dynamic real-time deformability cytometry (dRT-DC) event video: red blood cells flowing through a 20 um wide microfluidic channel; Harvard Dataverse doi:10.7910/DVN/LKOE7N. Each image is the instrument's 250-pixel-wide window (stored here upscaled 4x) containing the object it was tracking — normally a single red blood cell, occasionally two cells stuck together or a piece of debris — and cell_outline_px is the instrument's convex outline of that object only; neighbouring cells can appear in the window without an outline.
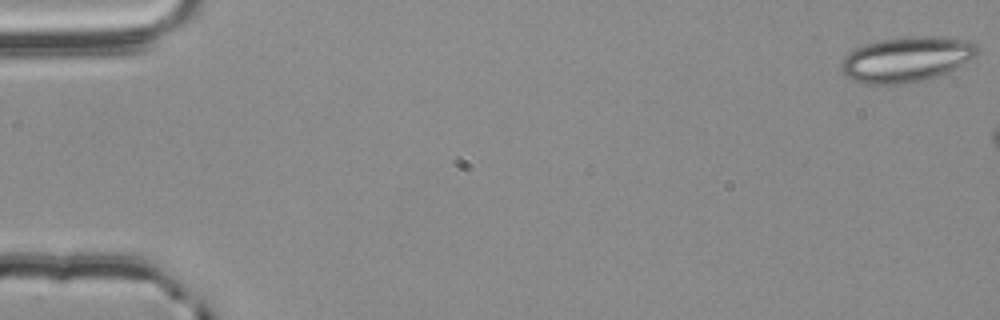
{"species": "common noctule bat (a hibernating species)", "species_latin": "Nyctalus noctula", "temperature_condition": "room temperature", "stored_images_in_passage": 12, "camera_frame_rate_fps": 3000, "um_per_image_px": 0.085, "animal": {"sex": "male", "body_mass_g": 20.4}, "frame": {"image": 1, "passage_image": 1, "time_ms": 0.0, "image_size_px": [1000, 320], "cell_outline_px": [[980, 52], [976, 56], [956, 68], [948, 72], [936, 76], [904, 84], [868, 84], [852, 80], [844, 76], [840, 72], [844, 56], [856, 48], [880, 40], [908, 36], [948, 36], [968, 40], [976, 44]], "centroid_in_image_um": [77.08, 5.03], "position_along_channel_um": 7.9, "area_um2": 36.07}}